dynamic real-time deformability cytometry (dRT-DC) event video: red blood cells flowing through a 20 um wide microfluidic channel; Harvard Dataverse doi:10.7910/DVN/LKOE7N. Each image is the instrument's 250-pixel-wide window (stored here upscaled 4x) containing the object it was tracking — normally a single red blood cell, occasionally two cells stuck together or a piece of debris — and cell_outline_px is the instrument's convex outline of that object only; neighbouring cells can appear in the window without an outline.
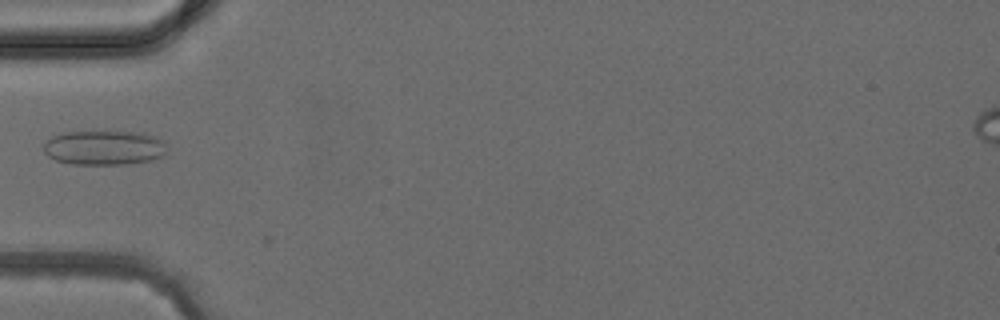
{"species": "common noctule bat (a hibernating species)", "species_latin": "Nyctalus noctula", "temperature_condition": "cold", "stored_images_in_passage": 1, "camera_frame_rate_fps": 3000, "um_per_image_px": 0.085, "animal": {"sex": "female", "body_mass_g": 24.6, "forearm_length_mm": 56.2}, "frame": {"image": 1, "passage_image": 1, "time_ms": 0.0, "image_size_px": [1000, 320], "cell_outline_px": [[164, 156], [148, 160], [128, 164], [72, 164], [56, 160], [48, 156], [44, 152], [44, 144], [52, 136], [64, 132], [140, 132], [156, 136], [164, 140]], "centroid_in_image_um": [8.85, 12.55], "position_along_channel_um": 76.2, "area_um2": 24.68}}